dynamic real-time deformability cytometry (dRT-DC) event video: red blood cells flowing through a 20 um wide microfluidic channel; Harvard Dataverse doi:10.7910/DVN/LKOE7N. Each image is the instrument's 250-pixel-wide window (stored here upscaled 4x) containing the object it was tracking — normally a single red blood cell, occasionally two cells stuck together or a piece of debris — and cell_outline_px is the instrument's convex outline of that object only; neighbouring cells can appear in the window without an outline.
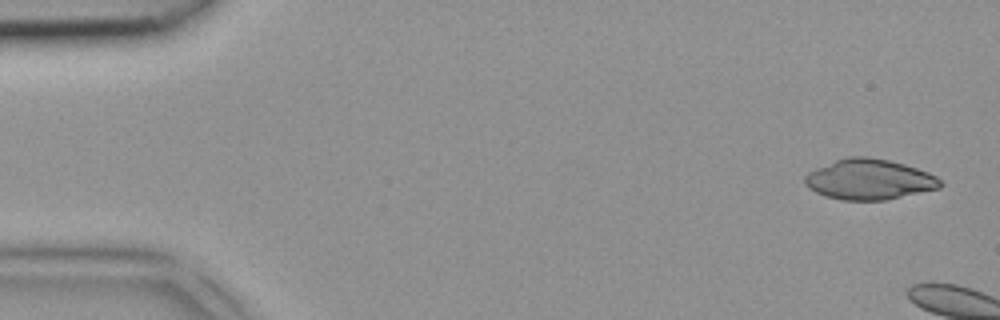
{"species": "common noctule bat (a hibernating species)", "species_latin": "Nyctalus noctula", "temperature_condition": "room temperature", "stored_images_in_passage": 2, "camera_frame_rate_fps": 3000, "um_per_image_px": 0.085, "animal": {"sex": "female", "body_mass_g": 18.4}, "frame": {"image": 1, "passage_image": 1, "time_ms": 0.0, "image_size_px": [1000, 320], "cell_outline_px": [[944, 184], [940, 188], [884, 200], [840, 200], [824, 196], [808, 188], [804, 184], [804, 176], [808, 172], [816, 168], [836, 160], [848, 156], [868, 156], [888, 160], [904, 164], [928, 172], [936, 176]], "centroid_in_image_um": [73.86, 15.25], "position_along_channel_um": 11.1, "area_um2": 31.96}}